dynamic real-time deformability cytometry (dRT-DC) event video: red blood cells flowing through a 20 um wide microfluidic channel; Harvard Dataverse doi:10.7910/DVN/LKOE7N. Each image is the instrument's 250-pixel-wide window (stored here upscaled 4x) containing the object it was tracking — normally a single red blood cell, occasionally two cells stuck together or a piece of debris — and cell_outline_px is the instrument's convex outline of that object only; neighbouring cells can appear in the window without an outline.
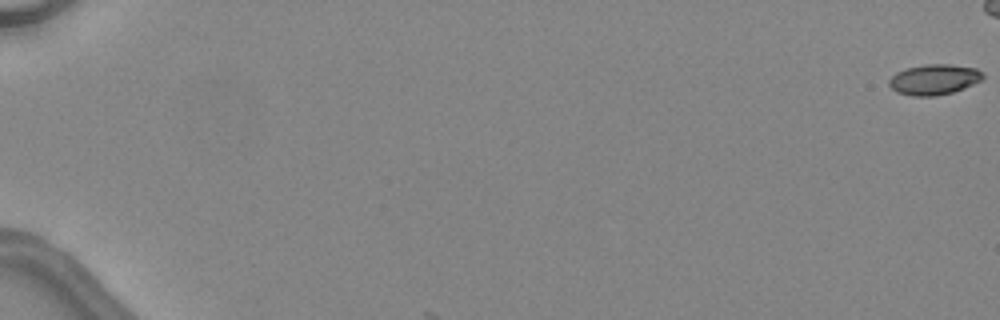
{"species": "common noctule bat (a hibernating species)", "species_latin": "Nyctalus noctula", "temperature_condition": "warm", "stored_images_in_passage": 3, "camera_frame_rate_fps": 3000, "um_per_image_px": 0.085, "animal": {"sex": "female", "body_mass_g": 24.6, "forearm_length_mm": 56.2}, "frame": {"image": 1, "passage_image": 1, "time_ms": 0.0, "image_size_px": [1000, 320], "cell_outline_px": [[984, 76], [980, 80], [964, 88], [952, 92], [936, 96], [912, 96], [896, 92], [888, 84], [888, 80], [896, 72], [908, 68], [924, 64], [948, 64], [976, 68], [984, 72]], "centroid_in_image_um": [79.38, 6.76], "position_along_channel_um": 5.6, "area_um2": 16.65}}